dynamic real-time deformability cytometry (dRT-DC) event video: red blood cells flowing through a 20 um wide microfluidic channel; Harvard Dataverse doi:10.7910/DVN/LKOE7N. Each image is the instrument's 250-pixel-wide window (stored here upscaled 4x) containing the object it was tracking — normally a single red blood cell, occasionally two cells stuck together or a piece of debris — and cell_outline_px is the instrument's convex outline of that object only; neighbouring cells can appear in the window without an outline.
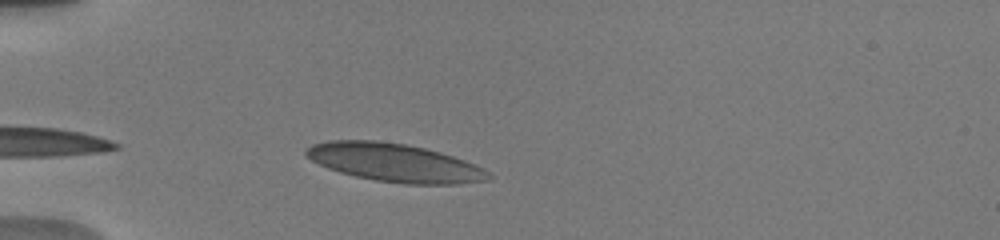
{"species": "human", "species_latin": "Homo sapiens", "temperature_condition": "warm", "stored_images_in_passage": 9, "camera_frame_rate_fps": 3000, "um_per_image_px": 0.085, "donor": {"sex": "male"}, "frame": {"image": 1, "passage_image": 5, "time_ms": 1.0, "image_size_px": [1000, 240], "cell_outline_px": [[492, 176], [488, 180], [456, 184], [404, 184], [376, 180], [356, 176], [340, 172], [328, 168], [312, 160], [304, 152], [312, 144], [328, 140], [376, 140], [404, 144], [424, 148], [440, 152], [464, 160], [488, 172]], "centroid_in_image_um": [33.52, 13.82], "position_along_channel_um": 51.5, "area_um2": 40.17}}